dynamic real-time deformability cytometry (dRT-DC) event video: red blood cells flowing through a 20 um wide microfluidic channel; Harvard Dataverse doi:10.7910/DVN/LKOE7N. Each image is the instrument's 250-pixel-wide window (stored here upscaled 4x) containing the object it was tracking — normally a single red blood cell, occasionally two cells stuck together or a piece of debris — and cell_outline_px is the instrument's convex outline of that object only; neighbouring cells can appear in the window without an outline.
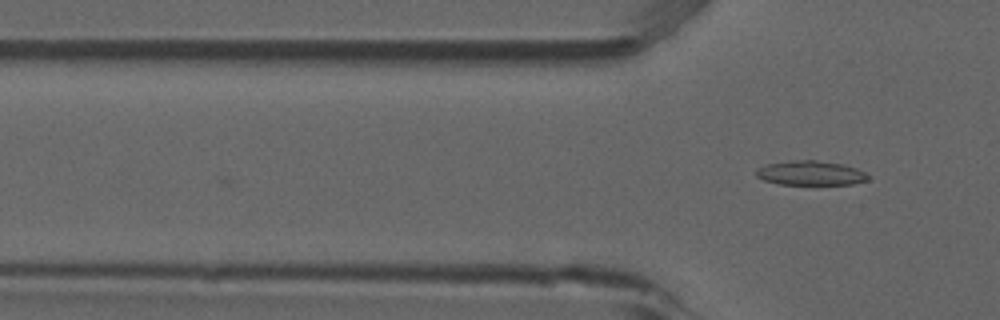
{"species": "common noctule bat (a hibernating species)", "species_latin": "Nyctalus noctula", "temperature_condition": "room temperature", "stored_images_in_passage": 5, "camera_frame_rate_fps": 3000, "um_per_image_px": 0.085, "animal": {"sex": "male", "forearm_length_mm": 52.5}, "frame": {"image": 1, "passage_image": 5, "time_ms": 1.333, "image_size_px": [1000, 320], "cell_outline_px": [[868, 180], [852, 184], [780, 184], [764, 180], [756, 176], [756, 168], [768, 164], [792, 160], [816, 160], [840, 164], [856, 168], [864, 172], [868, 176]], "centroid_in_image_um": [68.87, 14.71], "position_along_channel_um": 56.9, "area_um2": 15.72}}